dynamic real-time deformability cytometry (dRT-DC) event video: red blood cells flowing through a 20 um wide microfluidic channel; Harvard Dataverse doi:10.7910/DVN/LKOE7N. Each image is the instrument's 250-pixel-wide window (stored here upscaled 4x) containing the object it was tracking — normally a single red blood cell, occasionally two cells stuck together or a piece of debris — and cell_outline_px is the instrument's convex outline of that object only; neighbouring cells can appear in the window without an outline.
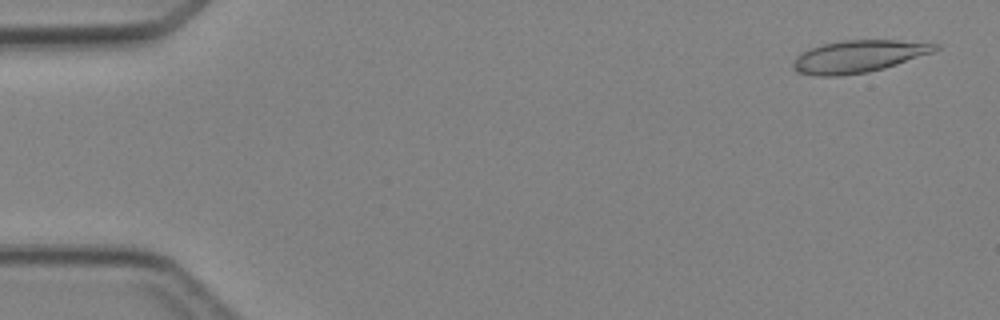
{"species": "Egyptian fruit bat (a non-hibernating species)", "species_latin": "Rousettus aegyptiacus", "temperature_condition": "cold", "stored_images_in_passage": 4, "camera_frame_rate_fps": 3000, "um_per_image_px": 0.085, "animal": {"sex": "female"}, "frame": {"image": 1, "passage_image": 1, "time_ms": 0.0, "image_size_px": [1000, 320], "cell_outline_px": [[940, 48], [932, 52], [884, 68], [868, 72], [840, 76], [816, 76], [796, 72], [792, 68], [792, 64], [796, 56], [800, 52], [808, 48], [824, 44], [844, 40], [896, 40], [940, 44]], "centroid_in_image_um": [72.91, 4.8], "position_along_channel_um": 12.1, "area_um2": 26.7}}
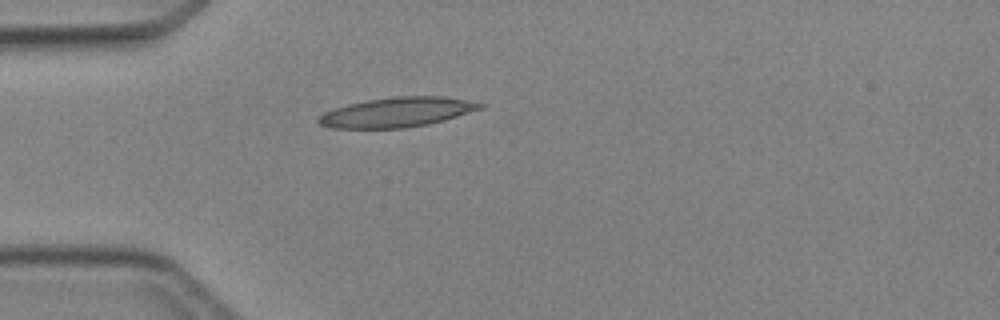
{"frame": {"image": 2, "passage_image": 4, "time_ms": 3.667, "image_size_px": [1000, 320], "cell_outline_px": [[484, 108], [444, 120], [428, 124], [404, 128], [328, 128], [320, 124], [316, 120], [316, 116], [324, 112], [348, 104], [368, 100], [392, 96], [444, 96], [484, 104]], "centroid_in_image_um": [33.71, 9.54], "position_along_channel_um": 51.3, "area_um2": 27.98}}